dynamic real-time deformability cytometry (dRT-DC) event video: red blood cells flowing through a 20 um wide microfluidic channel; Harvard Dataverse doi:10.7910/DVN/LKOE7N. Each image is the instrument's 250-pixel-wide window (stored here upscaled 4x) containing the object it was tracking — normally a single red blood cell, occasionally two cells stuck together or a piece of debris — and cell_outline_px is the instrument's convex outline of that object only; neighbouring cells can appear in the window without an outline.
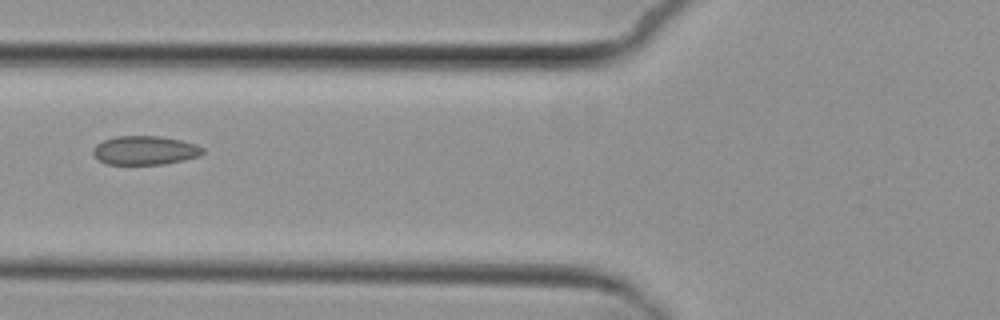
{"species": "common noctule bat (a hibernating species)", "species_latin": "Nyctalus noctula", "temperature_condition": "cold", "stored_images_in_passage": 5, "camera_frame_rate_fps": 3000, "um_per_image_px": 0.085, "animal": {"sex": "female", "body_mass_g": 29.2, "forearm_length_mm": 56.3}, "frame": {"image": 1, "passage_image": 4, "time_ms": 4.333, "image_size_px": [1000, 320], "cell_outline_px": [[204, 152], [200, 156], [184, 160], [164, 164], [104, 164], [92, 152], [92, 148], [96, 144], [104, 140], [116, 136], [160, 136], [180, 140], [196, 144], [204, 148]], "centroid_in_image_um": [12.33, 12.78], "position_along_channel_um": 113.5, "area_um2": 18.5}}
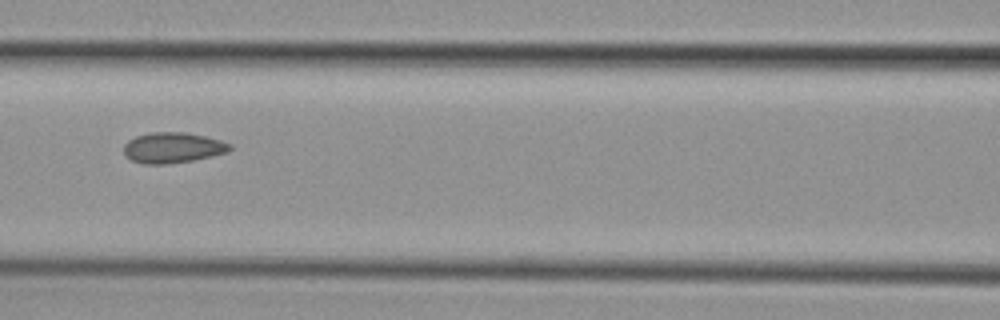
{"frame": {"image": 2, "passage_image": 5, "time_ms": 5.333, "image_size_px": [1000, 320], "cell_outline_px": [[232, 148], [228, 152], [212, 156], [192, 160], [168, 164], [144, 164], [132, 160], [124, 156], [124, 144], [128, 140], [136, 136], [148, 132], [184, 132], [204, 136], [220, 140], [232, 144]], "centroid_in_image_um": [14.67, 12.55], "position_along_channel_um": 151.9, "area_um2": 19.02}}